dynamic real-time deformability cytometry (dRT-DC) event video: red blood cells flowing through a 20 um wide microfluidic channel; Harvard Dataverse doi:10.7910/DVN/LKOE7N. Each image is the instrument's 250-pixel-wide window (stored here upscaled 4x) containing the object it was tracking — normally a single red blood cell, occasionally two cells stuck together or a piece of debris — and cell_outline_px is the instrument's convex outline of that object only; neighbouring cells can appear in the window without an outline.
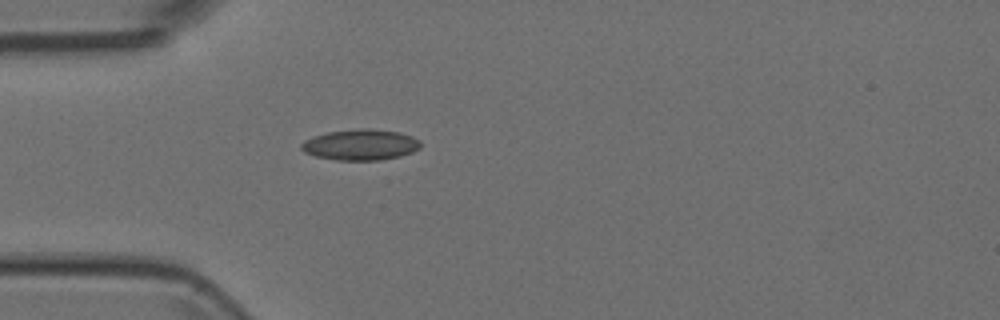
{"species": "Egyptian fruit bat (a non-hibernating species)", "species_latin": "Rousettus aegyptiacus", "temperature_condition": "room temperature", "stored_images_in_passage": 27, "camera_frame_rate_fps": 3000, "um_per_image_px": 0.085, "animal": {"sex": "female"}, "frame": {"image": 1, "passage_image": 1, "time_ms": 0.0, "image_size_px": [1000, 320], "cell_outline_px": [[420, 148], [412, 152], [400, 156], [380, 160], [336, 160], [316, 156], [304, 152], [300, 148], [300, 144], [304, 140], [312, 136], [328, 132], [360, 128], [368, 128], [400, 132], [412, 136], [420, 140]], "centroid_in_image_um": [30.64, 12.3], "position_along_channel_um": 54.4, "area_um2": 21.56}}
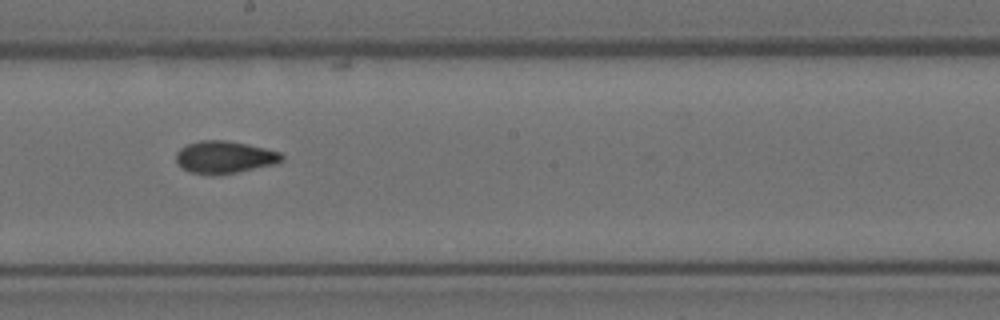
{"frame": {"image": 2, "passage_image": 14, "time_ms": 4.333, "image_size_px": [1000, 320], "cell_outline_px": [[284, 160], [276, 164], [236, 172], [212, 176], [192, 172], [176, 164], [176, 152], [180, 148], [188, 144], [200, 140], [224, 140], [248, 144], [280, 152], [284, 156]], "centroid_in_image_um": [19.08, 13.36], "position_along_channel_um": 229.1, "area_um2": 20.0}}
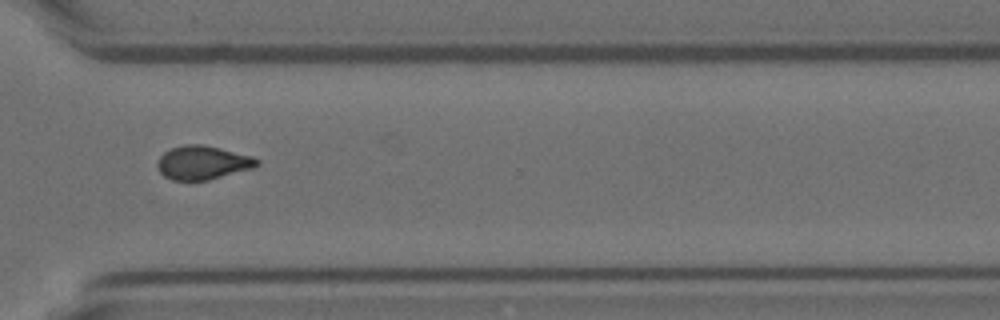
{"frame": {"image": 3, "passage_image": 23, "time_ms": 7.333, "image_size_px": [1000, 320], "cell_outline_px": [[260, 164], [252, 168], [208, 180], [172, 180], [164, 176], [160, 172], [156, 164], [160, 156], [164, 152], [172, 148], [184, 144], [200, 144], [220, 148], [252, 156], [260, 160]], "centroid_in_image_um": [17.22, 13.82], "position_along_channel_um": 353.4, "area_um2": 19.48}}